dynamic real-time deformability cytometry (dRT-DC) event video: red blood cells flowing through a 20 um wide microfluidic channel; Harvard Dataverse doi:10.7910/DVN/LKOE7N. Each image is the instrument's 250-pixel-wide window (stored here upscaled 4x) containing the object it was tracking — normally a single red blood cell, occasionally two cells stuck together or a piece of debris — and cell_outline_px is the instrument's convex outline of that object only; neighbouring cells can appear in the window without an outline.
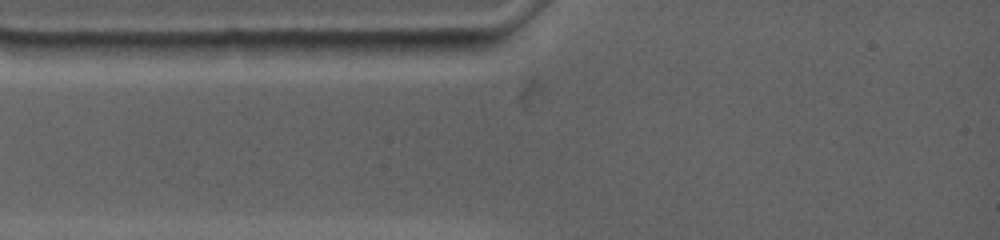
{"species": "common noctule bat (a hibernating species)", "species_latin": "Nyctalus noctula", "temperature_condition": "warm", "stored_images_in_passage": 2, "camera_frame_rate_fps": 4500, "um_per_image_px": 0.085, "animal": {"sex": "female", "body_mass_g": 19.0, "forearm_length_mm": 53.3}, "frame": {"image": 1, "passage_image": 1, "time_ms": 0.0, "image_size_px": [1000, 240], "cell_outline_px": [[484, 44], [480, 48], [440, 52], [364, 52], [348, 40], [476, 40]], "centroid_in_image_um": [35.32, 3.88], "position_along_channel_um": 49.7, "area_um2": 10.23}}